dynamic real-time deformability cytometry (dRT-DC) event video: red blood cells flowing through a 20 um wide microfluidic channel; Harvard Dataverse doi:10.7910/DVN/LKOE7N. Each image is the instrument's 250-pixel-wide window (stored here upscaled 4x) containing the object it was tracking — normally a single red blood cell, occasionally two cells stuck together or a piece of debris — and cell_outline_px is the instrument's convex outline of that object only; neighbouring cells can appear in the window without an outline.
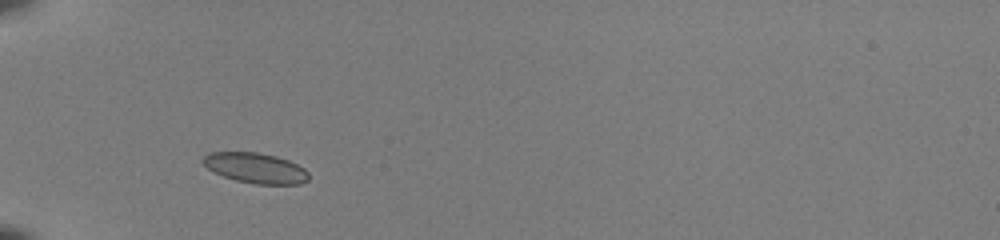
{"species": "common noctule bat (a hibernating species)", "species_latin": "Nyctalus noctula", "temperature_condition": "room temperature", "stored_images_in_passage": 35, "camera_frame_rate_fps": 3000, "um_per_image_px": 0.085, "animal": {"sex": "female", "body_mass_g": 22.0, "forearm_length_mm": 56.7}, "frame": {"image": 1, "passage_image": 1, "time_ms": 0.0, "image_size_px": [1000, 240], "cell_outline_px": [[308, 180], [300, 184], [256, 184], [236, 180], [212, 172], [200, 160], [208, 152], [256, 152], [276, 156], [288, 160], [304, 168], [308, 172]], "centroid_in_image_um": [21.7, 14.27], "position_along_channel_um": 63.3, "area_um2": 18.67}}
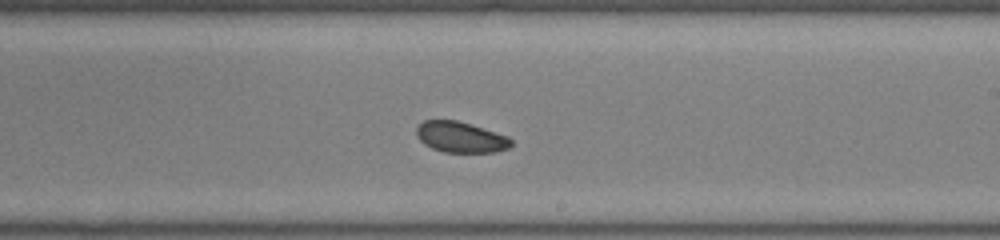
{"frame": {"image": 2, "passage_image": 16, "time_ms": 5.0, "image_size_px": [1000, 240], "cell_outline_px": [[512, 144], [508, 148], [496, 152], [444, 152], [432, 148], [424, 144], [416, 136], [416, 128], [424, 120], [456, 120], [508, 136], [512, 140]], "centroid_in_image_um": [39.14, 11.66], "position_along_channel_um": 249.9, "area_um2": 16.88}}
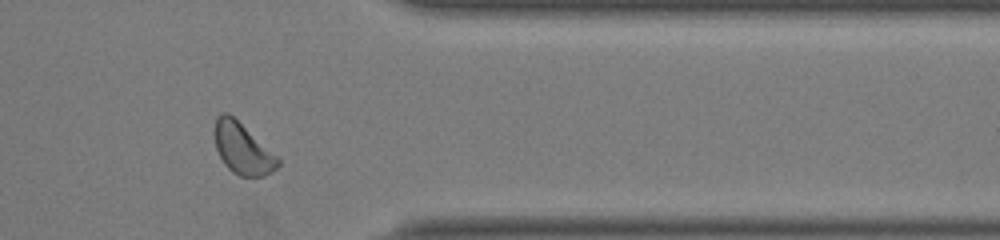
{"frame": {"image": 3, "passage_image": 27, "time_ms": 8.667, "image_size_px": [1000, 240], "cell_outline_px": [[280, 164], [276, 168], [264, 176], [240, 176], [232, 172], [224, 164], [216, 148], [212, 132], [216, 116], [220, 112], [228, 112], [276, 156], [280, 160]], "centroid_in_image_um": [20.54, 12.61], "position_along_channel_um": 390.9, "area_um2": 18.67}, "authors_computed_cell_mechanics": {"area_um2": 18.2648, "velocity_mm_per_s": 3.9676, "shape_relaxation_time_tau1_ms": 2.2324, "shape_relaxation_time_tau2_ms": 1.9651, "deformation_change_tau1": 0.0557, "deformation_change_tau2": 0.053}}